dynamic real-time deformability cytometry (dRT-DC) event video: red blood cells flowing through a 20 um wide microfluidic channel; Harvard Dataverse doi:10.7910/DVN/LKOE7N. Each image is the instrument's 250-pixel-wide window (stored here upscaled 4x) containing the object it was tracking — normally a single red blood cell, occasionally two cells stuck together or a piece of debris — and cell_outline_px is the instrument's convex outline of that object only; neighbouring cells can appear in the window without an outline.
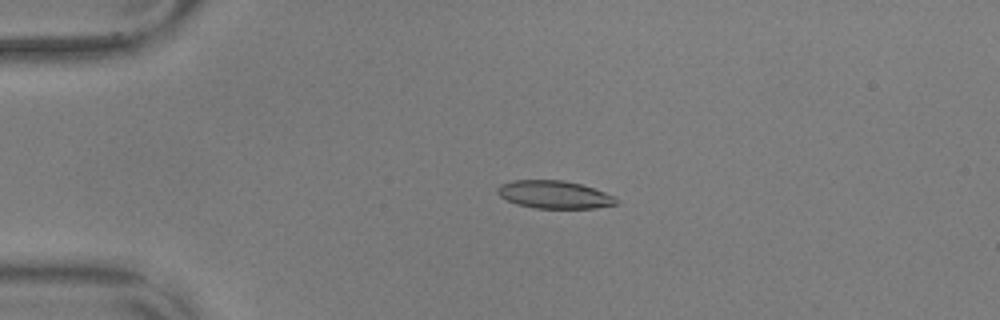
{"species": "common noctule bat (a hibernating species)", "species_latin": "Nyctalus noctula", "temperature_condition": "warm", "stored_images_in_passage": 29, "camera_frame_rate_fps": 3000, "um_per_image_px": 0.085, "animal": {"sex": "male", "body_mass_g": 17.9, "forearm_length_mm": 54.2}, "frame": {"image": 1, "passage_image": 4, "time_ms": 1.0, "image_size_px": [1000, 320], "cell_outline_px": [[616, 204], [596, 208], [536, 208], [516, 204], [500, 196], [496, 192], [496, 188], [500, 184], [512, 180], [564, 180], [580, 184], [604, 192], [612, 196], [616, 200]], "centroid_in_image_um": [47.05, 16.53], "position_along_channel_um": 37.9, "area_um2": 19.07}}
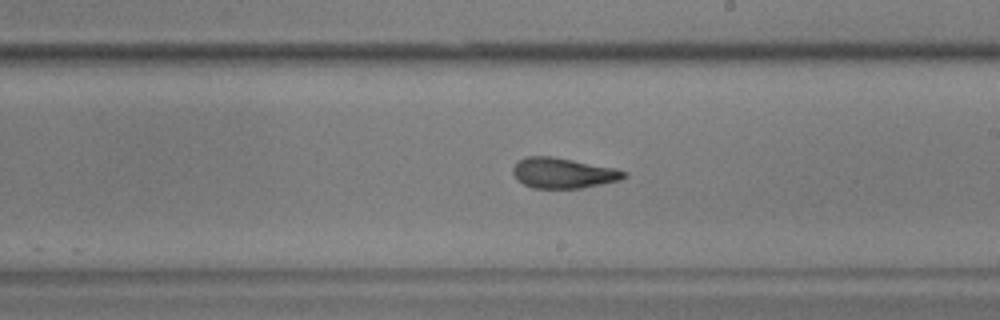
{"frame": {"image": 2, "passage_image": 24, "time_ms": 7.667, "image_size_px": [1000, 320], "cell_outline_px": [[628, 176], [620, 180], [580, 188], [532, 188], [516, 180], [512, 172], [512, 168], [516, 160], [528, 156], [552, 156], [612, 168], [628, 172]], "centroid_in_image_um": [47.81, 14.7], "position_along_channel_um": 241.2, "area_um2": 19.65}}
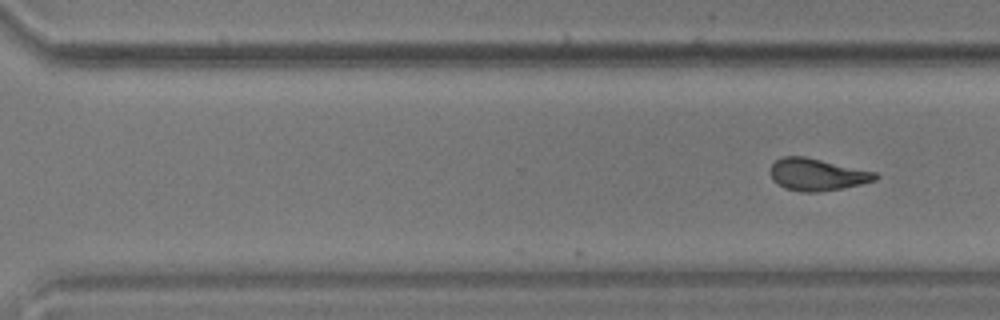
{"frame": {"image": 3, "passage_image": 29, "time_ms": 9.333, "image_size_px": [1000, 320], "cell_outline_px": [[880, 176], [876, 180], [844, 188], [816, 192], [800, 192], [784, 188], [776, 184], [772, 180], [768, 172], [768, 168], [776, 160], [784, 156], [804, 156], [876, 172]], "centroid_in_image_um": [69.4, 14.84], "position_along_channel_um": 301.2, "area_um2": 19.88}}